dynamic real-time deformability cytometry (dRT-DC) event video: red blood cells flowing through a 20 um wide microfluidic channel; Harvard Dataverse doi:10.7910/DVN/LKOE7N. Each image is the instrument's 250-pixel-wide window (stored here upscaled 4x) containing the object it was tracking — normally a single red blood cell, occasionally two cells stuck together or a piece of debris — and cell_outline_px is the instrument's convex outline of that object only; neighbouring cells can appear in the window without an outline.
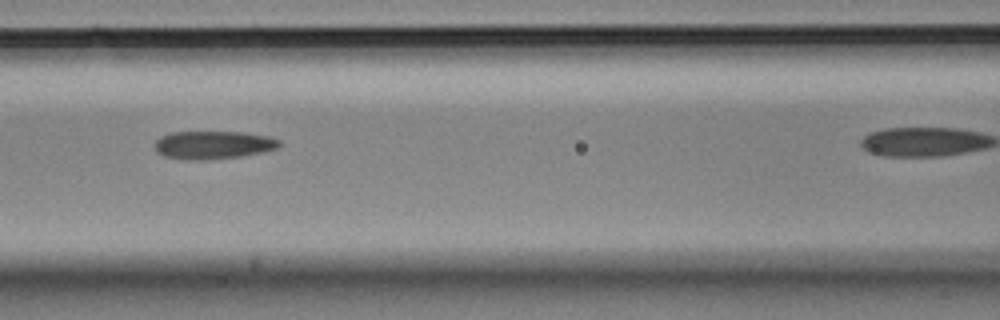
{"species": "Egyptian fruit bat (a non-hibernating species)", "species_latin": "Rousettus aegyptiacus", "temperature_condition": "cold", "stored_images_in_passage": 9, "camera_frame_rate_fps": 3000, "um_per_image_px": 0.085, "animal": {"sex": "male"}, "frame": {"image": 1, "passage_image": 6, "time_ms": 1.667, "image_size_px": [1000, 320], "cell_outline_px": [[280, 148], [264, 152], [240, 156], [204, 160], [184, 160], [164, 156], [156, 152], [152, 144], [160, 136], [172, 132], [240, 132], [268, 136], [280, 140]], "centroid_in_image_um": [18.08, 12.32], "position_along_channel_um": 148.5, "area_um2": 20.63}}
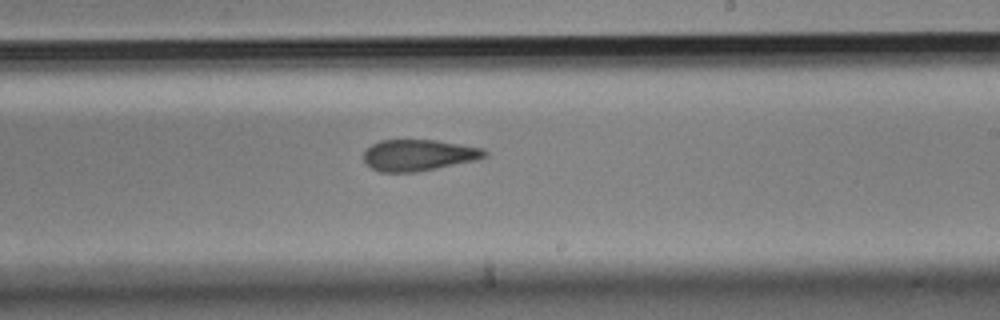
{"frame": {"image": 2, "passage_image": 9, "time_ms": 2.667, "image_size_px": [1000, 320], "cell_outline_px": [[488, 156], [480, 160], [416, 172], [380, 172], [372, 168], [364, 160], [364, 152], [372, 144], [380, 140], [436, 140], [484, 148], [488, 152]], "centroid_in_image_um": [35.65, 13.19], "position_along_channel_um": 253.4, "area_um2": 22.25}}